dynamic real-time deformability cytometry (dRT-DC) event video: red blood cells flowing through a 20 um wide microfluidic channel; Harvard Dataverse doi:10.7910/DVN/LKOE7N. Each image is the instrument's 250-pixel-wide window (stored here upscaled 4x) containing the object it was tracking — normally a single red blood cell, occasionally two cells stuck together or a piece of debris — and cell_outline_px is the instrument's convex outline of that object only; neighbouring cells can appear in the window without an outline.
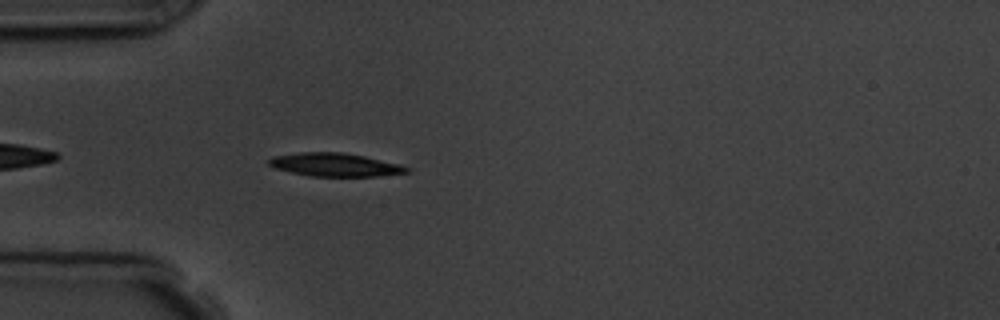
{"species": "common noctule bat (a hibernating species)", "species_latin": "Nyctalus noctula", "temperature_condition": "room temperature", "stored_images_in_passage": 4, "camera_frame_rate_fps": 3000, "um_per_image_px": 0.085, "animal": {"sex": "male", "body_mass_g": 19.5, "forearm_length_mm": 54.6}, "frame": {"image": 1, "passage_image": 4, "time_ms": 3.667, "image_size_px": [1000, 320], "cell_outline_px": [[412, 168], [408, 172], [376, 176], [308, 176], [276, 168], [268, 164], [268, 160], [272, 156], [300, 152], [344, 152], [364, 156], [400, 164]], "centroid_in_image_um": [28.48, 13.99], "position_along_channel_um": 56.5, "area_um2": 18.67}}